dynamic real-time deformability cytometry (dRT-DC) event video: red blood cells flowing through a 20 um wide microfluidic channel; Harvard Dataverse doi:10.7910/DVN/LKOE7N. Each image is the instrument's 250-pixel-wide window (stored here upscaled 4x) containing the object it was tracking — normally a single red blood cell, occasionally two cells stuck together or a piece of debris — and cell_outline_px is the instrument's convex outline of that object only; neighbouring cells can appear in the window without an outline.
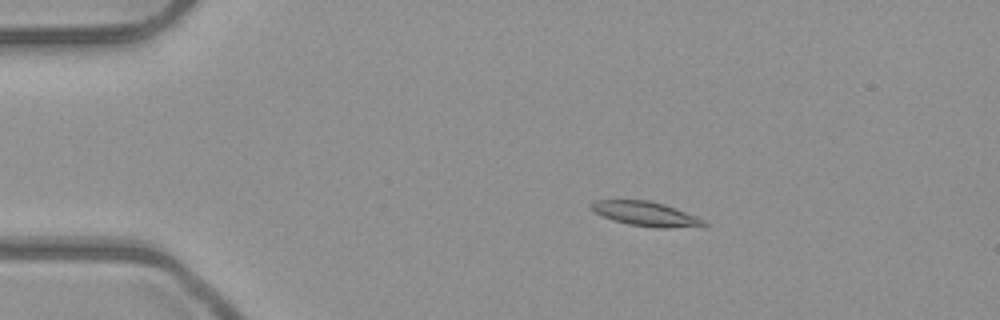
{"species": "common noctule bat (a hibernating species)", "species_latin": "Nyctalus noctula", "temperature_condition": "room temperature", "stored_images_in_passage": 6, "camera_frame_rate_fps": 3000, "um_per_image_px": 0.085, "animal": {"sex": "male", "body_mass_g": 23.1, "forearm_length_mm": 52.7}, "frame": {"image": 1, "passage_image": 2, "time_ms": 0.333, "image_size_px": [1000, 320], "cell_outline_px": [[708, 224], [704, 228], [656, 228], [628, 224], [612, 220], [588, 208], [588, 204], [596, 200], [648, 200], [664, 204], [696, 216], [704, 220]], "centroid_in_image_um": [54.94, 18.2], "position_along_channel_um": 30.1, "area_um2": 16.36}}
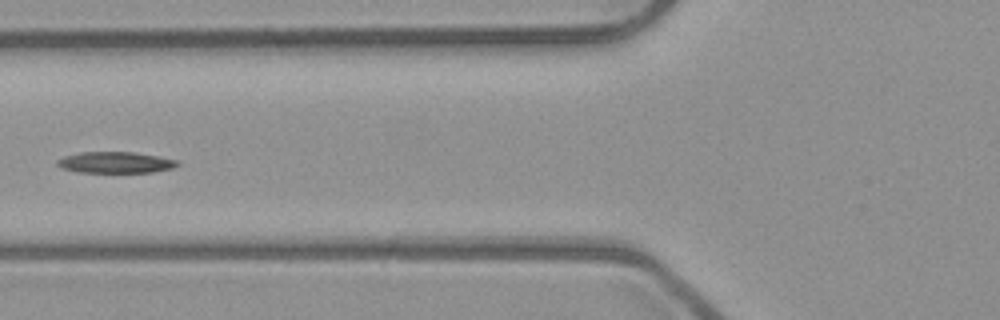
{"frame": {"image": 2, "passage_image": 5, "time_ms": 1.333, "image_size_px": [1000, 320], "cell_outline_px": [[180, 164], [172, 168], [152, 172], [76, 172], [60, 168], [56, 164], [56, 160], [64, 156], [80, 152], [132, 152], [156, 156], [176, 160]], "centroid_in_image_um": [9.74, 13.81], "position_along_channel_um": 116.1, "area_um2": 14.8}}
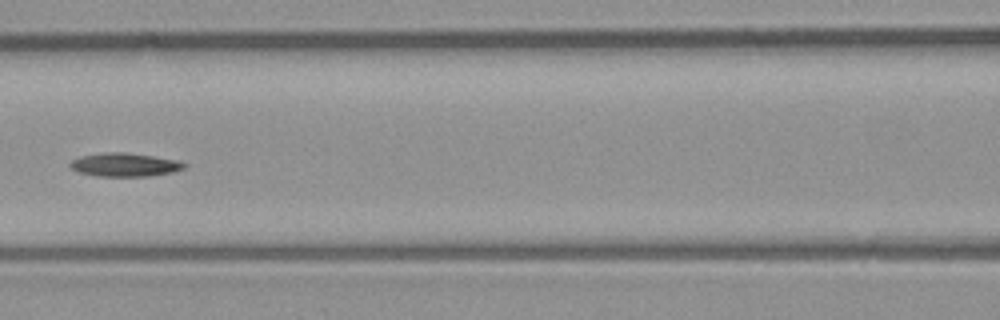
{"frame": {"image": 3, "passage_image": 6, "time_ms": 1.667, "image_size_px": [1000, 320], "cell_outline_px": [[188, 164], [184, 168], [172, 172], [148, 176], [96, 176], [80, 172], [72, 168], [68, 164], [72, 160], [80, 156], [104, 152], [124, 152], [180, 160]], "centroid_in_image_um": [10.62, 13.99], "position_along_channel_um": 156.0, "area_um2": 15.61}}